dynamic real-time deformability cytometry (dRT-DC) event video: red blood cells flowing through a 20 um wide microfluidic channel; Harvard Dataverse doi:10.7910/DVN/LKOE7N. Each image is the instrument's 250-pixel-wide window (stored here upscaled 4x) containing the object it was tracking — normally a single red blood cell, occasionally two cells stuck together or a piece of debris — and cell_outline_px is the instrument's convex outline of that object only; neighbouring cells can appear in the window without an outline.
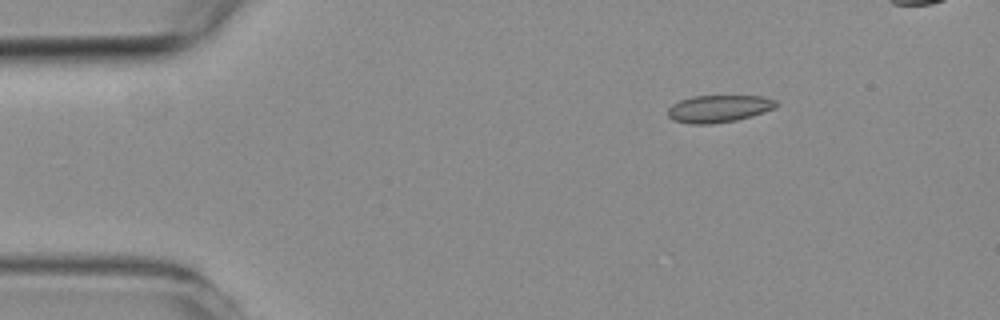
{"species": "common noctule bat (a hibernating species)", "species_latin": "Nyctalus noctula", "temperature_condition": "room temperature", "stored_images_in_passage": 4, "camera_frame_rate_fps": 3000, "um_per_image_px": 0.085, "animal": {"sex": "female", "body_mass_g": 19.3, "forearm_length_mm": 54.1}, "frame": {"image": 1, "passage_image": 4, "time_ms": 3.667, "image_size_px": [1000, 320], "cell_outline_px": [[780, 104], [776, 108], [752, 116], [736, 120], [712, 124], [688, 124], [672, 120], [668, 116], [668, 108], [672, 104], [680, 100], [692, 96], [760, 96], [776, 100]], "centroid_in_image_um": [61.1, 9.24], "position_along_channel_um": 23.9, "area_um2": 17.4}}